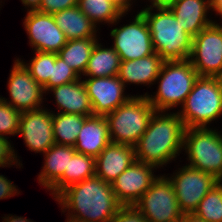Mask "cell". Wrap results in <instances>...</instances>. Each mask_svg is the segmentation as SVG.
I'll list each match as a JSON object with an SVG mask.
<instances>
[{
    "label": "cell",
    "mask_w": 222,
    "mask_h": 222,
    "mask_svg": "<svg viewBox=\"0 0 222 222\" xmlns=\"http://www.w3.org/2000/svg\"><path fill=\"white\" fill-rule=\"evenodd\" d=\"M186 127L176 112L155 111L134 145L135 159L162 169L183 151Z\"/></svg>",
    "instance_id": "6da1fadb"
},
{
    "label": "cell",
    "mask_w": 222,
    "mask_h": 222,
    "mask_svg": "<svg viewBox=\"0 0 222 222\" xmlns=\"http://www.w3.org/2000/svg\"><path fill=\"white\" fill-rule=\"evenodd\" d=\"M54 200L63 214L87 222H110L122 207L112 185L96 175L68 186Z\"/></svg>",
    "instance_id": "7a4b0ae2"
},
{
    "label": "cell",
    "mask_w": 222,
    "mask_h": 222,
    "mask_svg": "<svg viewBox=\"0 0 222 222\" xmlns=\"http://www.w3.org/2000/svg\"><path fill=\"white\" fill-rule=\"evenodd\" d=\"M139 12L147 22L155 53L164 61L189 60L193 37L168 6L144 7Z\"/></svg>",
    "instance_id": "3957f363"
},
{
    "label": "cell",
    "mask_w": 222,
    "mask_h": 222,
    "mask_svg": "<svg viewBox=\"0 0 222 222\" xmlns=\"http://www.w3.org/2000/svg\"><path fill=\"white\" fill-rule=\"evenodd\" d=\"M197 71L189 60L164 61L155 85L157 91L152 94L145 93L155 111H169L180 108L186 97L192 91Z\"/></svg>",
    "instance_id": "277c9868"
},
{
    "label": "cell",
    "mask_w": 222,
    "mask_h": 222,
    "mask_svg": "<svg viewBox=\"0 0 222 222\" xmlns=\"http://www.w3.org/2000/svg\"><path fill=\"white\" fill-rule=\"evenodd\" d=\"M187 128L212 127L222 116V92L219 77L199 76L176 111Z\"/></svg>",
    "instance_id": "5b68a950"
},
{
    "label": "cell",
    "mask_w": 222,
    "mask_h": 222,
    "mask_svg": "<svg viewBox=\"0 0 222 222\" xmlns=\"http://www.w3.org/2000/svg\"><path fill=\"white\" fill-rule=\"evenodd\" d=\"M155 109L147 96H131L105 118L108 123L111 143L134 146L147 129Z\"/></svg>",
    "instance_id": "8992f818"
},
{
    "label": "cell",
    "mask_w": 222,
    "mask_h": 222,
    "mask_svg": "<svg viewBox=\"0 0 222 222\" xmlns=\"http://www.w3.org/2000/svg\"><path fill=\"white\" fill-rule=\"evenodd\" d=\"M183 151L190 167L222 181V132L217 128H187Z\"/></svg>",
    "instance_id": "52a82bcc"
},
{
    "label": "cell",
    "mask_w": 222,
    "mask_h": 222,
    "mask_svg": "<svg viewBox=\"0 0 222 222\" xmlns=\"http://www.w3.org/2000/svg\"><path fill=\"white\" fill-rule=\"evenodd\" d=\"M134 206L148 222H178L183 215L166 174H159Z\"/></svg>",
    "instance_id": "ba28073f"
},
{
    "label": "cell",
    "mask_w": 222,
    "mask_h": 222,
    "mask_svg": "<svg viewBox=\"0 0 222 222\" xmlns=\"http://www.w3.org/2000/svg\"><path fill=\"white\" fill-rule=\"evenodd\" d=\"M189 61L199 76H222V21L215 20L193 37Z\"/></svg>",
    "instance_id": "9c48e42d"
},
{
    "label": "cell",
    "mask_w": 222,
    "mask_h": 222,
    "mask_svg": "<svg viewBox=\"0 0 222 222\" xmlns=\"http://www.w3.org/2000/svg\"><path fill=\"white\" fill-rule=\"evenodd\" d=\"M166 176L172 182L179 208L183 213H193L200 201L220 181L213 175L187 164Z\"/></svg>",
    "instance_id": "30bf717a"
},
{
    "label": "cell",
    "mask_w": 222,
    "mask_h": 222,
    "mask_svg": "<svg viewBox=\"0 0 222 222\" xmlns=\"http://www.w3.org/2000/svg\"><path fill=\"white\" fill-rule=\"evenodd\" d=\"M112 48L121 61L136 60L154 53L151 34L144 16L139 12L126 25L110 31Z\"/></svg>",
    "instance_id": "8fae6325"
},
{
    "label": "cell",
    "mask_w": 222,
    "mask_h": 222,
    "mask_svg": "<svg viewBox=\"0 0 222 222\" xmlns=\"http://www.w3.org/2000/svg\"><path fill=\"white\" fill-rule=\"evenodd\" d=\"M13 61L7 81L10 96L5 98L0 95V98L20 112L42 108L47 99L43 87L35 81L18 57Z\"/></svg>",
    "instance_id": "7c38bea8"
},
{
    "label": "cell",
    "mask_w": 222,
    "mask_h": 222,
    "mask_svg": "<svg viewBox=\"0 0 222 222\" xmlns=\"http://www.w3.org/2000/svg\"><path fill=\"white\" fill-rule=\"evenodd\" d=\"M23 27L33 51L58 53L67 43L64 32L57 26L52 14L37 10L26 12Z\"/></svg>",
    "instance_id": "4fadbf2b"
},
{
    "label": "cell",
    "mask_w": 222,
    "mask_h": 222,
    "mask_svg": "<svg viewBox=\"0 0 222 222\" xmlns=\"http://www.w3.org/2000/svg\"><path fill=\"white\" fill-rule=\"evenodd\" d=\"M157 168L135 160L112 183L116 199L122 206H134L159 176Z\"/></svg>",
    "instance_id": "5bb4252c"
},
{
    "label": "cell",
    "mask_w": 222,
    "mask_h": 222,
    "mask_svg": "<svg viewBox=\"0 0 222 222\" xmlns=\"http://www.w3.org/2000/svg\"><path fill=\"white\" fill-rule=\"evenodd\" d=\"M45 107L21 112L18 132L27 150L42 154L55 144L53 112Z\"/></svg>",
    "instance_id": "9a60e30c"
},
{
    "label": "cell",
    "mask_w": 222,
    "mask_h": 222,
    "mask_svg": "<svg viewBox=\"0 0 222 222\" xmlns=\"http://www.w3.org/2000/svg\"><path fill=\"white\" fill-rule=\"evenodd\" d=\"M91 101L93 115L106 116L131 96L117 76L85 77L82 79Z\"/></svg>",
    "instance_id": "2e32d148"
},
{
    "label": "cell",
    "mask_w": 222,
    "mask_h": 222,
    "mask_svg": "<svg viewBox=\"0 0 222 222\" xmlns=\"http://www.w3.org/2000/svg\"><path fill=\"white\" fill-rule=\"evenodd\" d=\"M76 153L72 146L54 144L43 153L44 165L38 173L37 181L40 186L55 199L61 193V176L68 172L69 158Z\"/></svg>",
    "instance_id": "e0dca14e"
},
{
    "label": "cell",
    "mask_w": 222,
    "mask_h": 222,
    "mask_svg": "<svg viewBox=\"0 0 222 222\" xmlns=\"http://www.w3.org/2000/svg\"><path fill=\"white\" fill-rule=\"evenodd\" d=\"M167 6L183 29L192 37L215 21L210 18L214 9L208 0H171Z\"/></svg>",
    "instance_id": "ac0fdd59"
},
{
    "label": "cell",
    "mask_w": 222,
    "mask_h": 222,
    "mask_svg": "<svg viewBox=\"0 0 222 222\" xmlns=\"http://www.w3.org/2000/svg\"><path fill=\"white\" fill-rule=\"evenodd\" d=\"M135 160L134 146L110 143L95 158V175L111 184Z\"/></svg>",
    "instance_id": "d6986e66"
},
{
    "label": "cell",
    "mask_w": 222,
    "mask_h": 222,
    "mask_svg": "<svg viewBox=\"0 0 222 222\" xmlns=\"http://www.w3.org/2000/svg\"><path fill=\"white\" fill-rule=\"evenodd\" d=\"M52 93L57 113L93 115L92 105L82 78L64 85L51 88L46 94Z\"/></svg>",
    "instance_id": "ffe728a7"
},
{
    "label": "cell",
    "mask_w": 222,
    "mask_h": 222,
    "mask_svg": "<svg viewBox=\"0 0 222 222\" xmlns=\"http://www.w3.org/2000/svg\"><path fill=\"white\" fill-rule=\"evenodd\" d=\"M164 60L157 53L136 60L121 61L118 73L119 79L128 85H144L147 88L155 84Z\"/></svg>",
    "instance_id": "44dd1931"
},
{
    "label": "cell",
    "mask_w": 222,
    "mask_h": 222,
    "mask_svg": "<svg viewBox=\"0 0 222 222\" xmlns=\"http://www.w3.org/2000/svg\"><path fill=\"white\" fill-rule=\"evenodd\" d=\"M111 143L105 116H88L78 134L74 149L77 153L97 157Z\"/></svg>",
    "instance_id": "7402d4cb"
},
{
    "label": "cell",
    "mask_w": 222,
    "mask_h": 222,
    "mask_svg": "<svg viewBox=\"0 0 222 222\" xmlns=\"http://www.w3.org/2000/svg\"><path fill=\"white\" fill-rule=\"evenodd\" d=\"M57 26L64 32L67 40L98 38V29L80 10L78 5L53 14Z\"/></svg>",
    "instance_id": "603a6c76"
},
{
    "label": "cell",
    "mask_w": 222,
    "mask_h": 222,
    "mask_svg": "<svg viewBox=\"0 0 222 222\" xmlns=\"http://www.w3.org/2000/svg\"><path fill=\"white\" fill-rule=\"evenodd\" d=\"M98 40L92 50L83 77L117 76L121 59L112 47H105Z\"/></svg>",
    "instance_id": "cb8c5ba5"
},
{
    "label": "cell",
    "mask_w": 222,
    "mask_h": 222,
    "mask_svg": "<svg viewBox=\"0 0 222 222\" xmlns=\"http://www.w3.org/2000/svg\"><path fill=\"white\" fill-rule=\"evenodd\" d=\"M78 7L98 29L103 23L115 27L114 25H119L121 19L128 15V12L113 0H78Z\"/></svg>",
    "instance_id": "d4e9b609"
},
{
    "label": "cell",
    "mask_w": 222,
    "mask_h": 222,
    "mask_svg": "<svg viewBox=\"0 0 222 222\" xmlns=\"http://www.w3.org/2000/svg\"><path fill=\"white\" fill-rule=\"evenodd\" d=\"M99 38H84L67 40V43L57 53L68 66L81 77L87 67L92 50Z\"/></svg>",
    "instance_id": "484cf974"
},
{
    "label": "cell",
    "mask_w": 222,
    "mask_h": 222,
    "mask_svg": "<svg viewBox=\"0 0 222 222\" xmlns=\"http://www.w3.org/2000/svg\"><path fill=\"white\" fill-rule=\"evenodd\" d=\"M53 112V133L56 144L75 146L78 134L88 116Z\"/></svg>",
    "instance_id": "4316f807"
},
{
    "label": "cell",
    "mask_w": 222,
    "mask_h": 222,
    "mask_svg": "<svg viewBox=\"0 0 222 222\" xmlns=\"http://www.w3.org/2000/svg\"><path fill=\"white\" fill-rule=\"evenodd\" d=\"M95 175V157L75 153L69 158L68 172L61 176V192L68 186Z\"/></svg>",
    "instance_id": "83f0119b"
},
{
    "label": "cell",
    "mask_w": 222,
    "mask_h": 222,
    "mask_svg": "<svg viewBox=\"0 0 222 222\" xmlns=\"http://www.w3.org/2000/svg\"><path fill=\"white\" fill-rule=\"evenodd\" d=\"M193 214L205 222H222V181L206 194Z\"/></svg>",
    "instance_id": "f1b7e54d"
},
{
    "label": "cell",
    "mask_w": 222,
    "mask_h": 222,
    "mask_svg": "<svg viewBox=\"0 0 222 222\" xmlns=\"http://www.w3.org/2000/svg\"><path fill=\"white\" fill-rule=\"evenodd\" d=\"M35 56L26 62L18 58L29 70L31 76L42 87L49 81L52 76L53 65L56 60V53L33 51Z\"/></svg>",
    "instance_id": "f546056e"
},
{
    "label": "cell",
    "mask_w": 222,
    "mask_h": 222,
    "mask_svg": "<svg viewBox=\"0 0 222 222\" xmlns=\"http://www.w3.org/2000/svg\"><path fill=\"white\" fill-rule=\"evenodd\" d=\"M81 79V77L56 53L55 64L53 65L52 76L43 86L45 94L54 87L68 84Z\"/></svg>",
    "instance_id": "4dcf8cb0"
},
{
    "label": "cell",
    "mask_w": 222,
    "mask_h": 222,
    "mask_svg": "<svg viewBox=\"0 0 222 222\" xmlns=\"http://www.w3.org/2000/svg\"><path fill=\"white\" fill-rule=\"evenodd\" d=\"M21 112L0 98V136L9 139L19 132Z\"/></svg>",
    "instance_id": "1f68e13d"
},
{
    "label": "cell",
    "mask_w": 222,
    "mask_h": 222,
    "mask_svg": "<svg viewBox=\"0 0 222 222\" xmlns=\"http://www.w3.org/2000/svg\"><path fill=\"white\" fill-rule=\"evenodd\" d=\"M11 140L0 136V168L16 166L20 168L23 164L19 160L16 150L13 148Z\"/></svg>",
    "instance_id": "d6a6232c"
},
{
    "label": "cell",
    "mask_w": 222,
    "mask_h": 222,
    "mask_svg": "<svg viewBox=\"0 0 222 222\" xmlns=\"http://www.w3.org/2000/svg\"><path fill=\"white\" fill-rule=\"evenodd\" d=\"M110 222H148L135 206H122Z\"/></svg>",
    "instance_id": "836d02e7"
},
{
    "label": "cell",
    "mask_w": 222,
    "mask_h": 222,
    "mask_svg": "<svg viewBox=\"0 0 222 222\" xmlns=\"http://www.w3.org/2000/svg\"><path fill=\"white\" fill-rule=\"evenodd\" d=\"M76 5H78V0H40L39 7L36 10L53 15L56 12Z\"/></svg>",
    "instance_id": "e575fe53"
},
{
    "label": "cell",
    "mask_w": 222,
    "mask_h": 222,
    "mask_svg": "<svg viewBox=\"0 0 222 222\" xmlns=\"http://www.w3.org/2000/svg\"><path fill=\"white\" fill-rule=\"evenodd\" d=\"M20 191L13 181L0 174V200L18 196Z\"/></svg>",
    "instance_id": "d590c367"
},
{
    "label": "cell",
    "mask_w": 222,
    "mask_h": 222,
    "mask_svg": "<svg viewBox=\"0 0 222 222\" xmlns=\"http://www.w3.org/2000/svg\"><path fill=\"white\" fill-rule=\"evenodd\" d=\"M2 222H34L32 221L31 219H27L26 217L24 216H16V215H13V214H9V215H5L4 217H2Z\"/></svg>",
    "instance_id": "8d00e7d4"
},
{
    "label": "cell",
    "mask_w": 222,
    "mask_h": 222,
    "mask_svg": "<svg viewBox=\"0 0 222 222\" xmlns=\"http://www.w3.org/2000/svg\"><path fill=\"white\" fill-rule=\"evenodd\" d=\"M113 1L116 4H118L125 12H129L133 9L134 7L133 4H135L137 0H113Z\"/></svg>",
    "instance_id": "74e56055"
},
{
    "label": "cell",
    "mask_w": 222,
    "mask_h": 222,
    "mask_svg": "<svg viewBox=\"0 0 222 222\" xmlns=\"http://www.w3.org/2000/svg\"><path fill=\"white\" fill-rule=\"evenodd\" d=\"M178 222H205L203 219L197 217L193 213H183Z\"/></svg>",
    "instance_id": "f35d334b"
},
{
    "label": "cell",
    "mask_w": 222,
    "mask_h": 222,
    "mask_svg": "<svg viewBox=\"0 0 222 222\" xmlns=\"http://www.w3.org/2000/svg\"><path fill=\"white\" fill-rule=\"evenodd\" d=\"M22 4L25 6V10H36L39 7L40 0H21Z\"/></svg>",
    "instance_id": "ab89813d"
},
{
    "label": "cell",
    "mask_w": 222,
    "mask_h": 222,
    "mask_svg": "<svg viewBox=\"0 0 222 222\" xmlns=\"http://www.w3.org/2000/svg\"><path fill=\"white\" fill-rule=\"evenodd\" d=\"M144 1V0H143ZM150 4L147 5V7H152V6H167L171 0H148Z\"/></svg>",
    "instance_id": "60d3db41"
},
{
    "label": "cell",
    "mask_w": 222,
    "mask_h": 222,
    "mask_svg": "<svg viewBox=\"0 0 222 222\" xmlns=\"http://www.w3.org/2000/svg\"><path fill=\"white\" fill-rule=\"evenodd\" d=\"M216 15V17L219 15V18L221 19H218V21H221L222 20V2L214 9L213 11Z\"/></svg>",
    "instance_id": "b9f144b4"
},
{
    "label": "cell",
    "mask_w": 222,
    "mask_h": 222,
    "mask_svg": "<svg viewBox=\"0 0 222 222\" xmlns=\"http://www.w3.org/2000/svg\"><path fill=\"white\" fill-rule=\"evenodd\" d=\"M65 222H87V221L80 220V219H76V218H74V217H71V216L66 215V220H65Z\"/></svg>",
    "instance_id": "7bdbcfd3"
},
{
    "label": "cell",
    "mask_w": 222,
    "mask_h": 222,
    "mask_svg": "<svg viewBox=\"0 0 222 222\" xmlns=\"http://www.w3.org/2000/svg\"><path fill=\"white\" fill-rule=\"evenodd\" d=\"M208 1L213 9H215L222 2V0H208Z\"/></svg>",
    "instance_id": "ee69618b"
},
{
    "label": "cell",
    "mask_w": 222,
    "mask_h": 222,
    "mask_svg": "<svg viewBox=\"0 0 222 222\" xmlns=\"http://www.w3.org/2000/svg\"><path fill=\"white\" fill-rule=\"evenodd\" d=\"M219 80H220V87H221V92H222V76L219 77Z\"/></svg>",
    "instance_id": "f6af8a7d"
},
{
    "label": "cell",
    "mask_w": 222,
    "mask_h": 222,
    "mask_svg": "<svg viewBox=\"0 0 222 222\" xmlns=\"http://www.w3.org/2000/svg\"><path fill=\"white\" fill-rule=\"evenodd\" d=\"M2 2H3V1H2V0H0V6H1L0 8H2V6H3V5H2Z\"/></svg>",
    "instance_id": "bcb514c9"
}]
</instances>
